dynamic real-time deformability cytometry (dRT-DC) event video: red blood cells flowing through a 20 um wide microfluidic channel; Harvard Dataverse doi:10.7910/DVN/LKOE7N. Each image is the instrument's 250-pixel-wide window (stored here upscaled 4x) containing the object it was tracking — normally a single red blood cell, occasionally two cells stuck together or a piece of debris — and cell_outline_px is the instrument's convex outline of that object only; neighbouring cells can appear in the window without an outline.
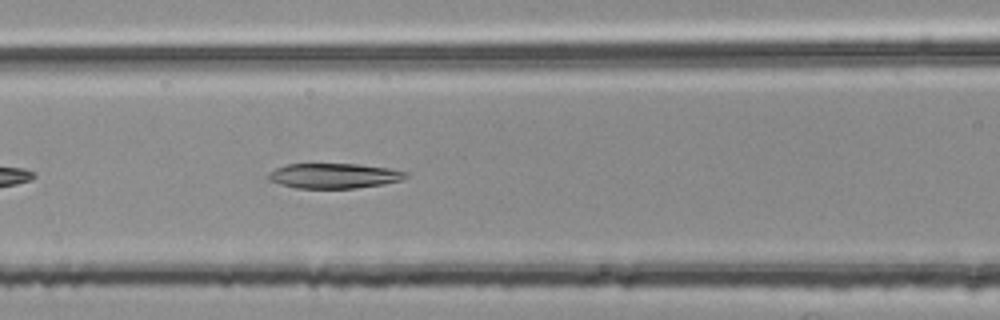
{"species": "common noctule bat (a hibernating species)", "species_latin": "Nyctalus noctula", "temperature_condition": "room temperature", "stored_images_in_passage": 24, "camera_frame_rate_fps": 3000, "um_per_image_px": 0.085, "animal": {"sex": "female", "body_mass_g": 25.1}, "frame": {"image": 1, "passage_image": 8, "time_ms": 2.333, "image_size_px": [1000, 320], "cell_outline_px": [[408, 176], [400, 180], [384, 184], [356, 188], [296, 188], [280, 184], [268, 180], [268, 172], [276, 168], [288, 164], [360, 164], [388, 168], [408, 172]], "centroid_in_image_um": [28.38, 14.94], "position_along_channel_um": 138.2, "area_um2": 20.06}}
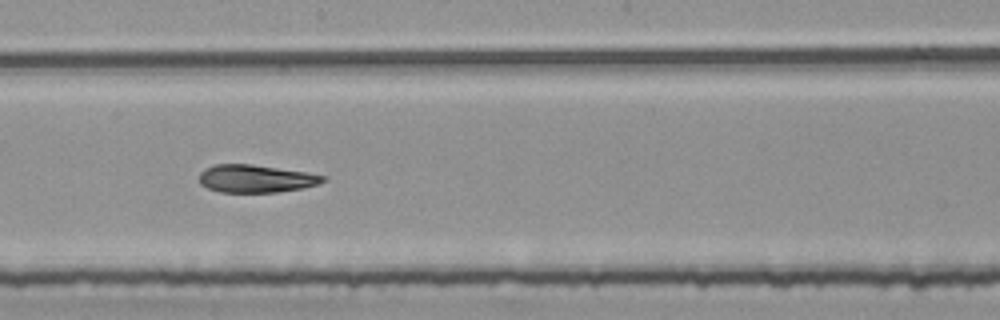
{"frame": {"image": 2, "passage_image": 15, "time_ms": 4.667, "image_size_px": [1000, 320], "cell_outline_px": [[328, 180], [320, 184], [300, 188], [276, 192], [220, 192], [208, 188], [200, 184], [200, 172], [204, 168], [216, 164], [252, 164], [304, 172], [324, 176]], "centroid_in_image_um": [21.72, 15.18], "position_along_channel_um": 226.5, "area_um2": 19.88}}
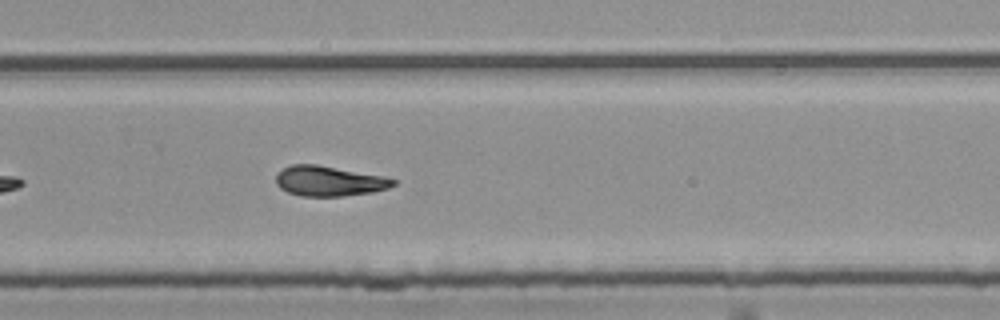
{"frame": {"image": 3, "passage_image": 21, "time_ms": 6.667, "image_size_px": [1000, 320], "cell_outline_px": [[396, 184], [388, 188], [372, 192], [344, 196], [300, 196], [288, 192], [280, 188], [276, 184], [276, 172], [292, 164], [316, 164], [384, 176], [396, 180]], "centroid_in_image_um": [27.95, 15.39], "position_along_channel_um": 301.8, "area_um2": 20.63}}